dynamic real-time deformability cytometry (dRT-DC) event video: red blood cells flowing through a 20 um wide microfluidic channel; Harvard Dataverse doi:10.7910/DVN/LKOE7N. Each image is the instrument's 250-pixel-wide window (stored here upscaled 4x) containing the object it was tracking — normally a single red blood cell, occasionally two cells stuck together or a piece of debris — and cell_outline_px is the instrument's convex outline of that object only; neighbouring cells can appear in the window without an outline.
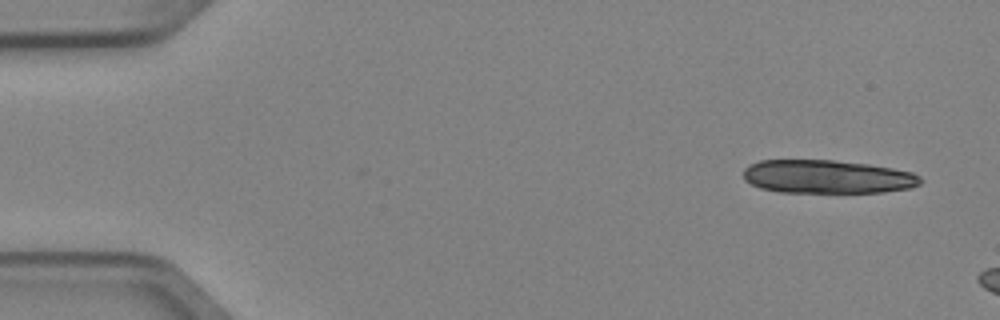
{"species": "Egyptian fruit bat (a non-hibernating species)", "species_latin": "Rousettus aegyptiacus", "temperature_condition": "cold", "stored_images_in_passage": 3, "camera_frame_rate_fps": 3000, "um_per_image_px": 0.085, "animal": {"sex": "female"}, "frame": {"image": 1, "passage_image": 1, "time_ms": 0.0, "image_size_px": [1000, 320], "cell_outline_px": [[924, 180], [920, 184], [912, 188], [884, 192], [780, 192], [760, 188], [744, 180], [744, 168], [748, 164], [760, 160], [832, 160], [868, 164], [892, 168], [912, 172], [920, 176]], "centroid_in_image_um": [70.33, 15.02], "position_along_channel_um": 14.7, "area_um2": 34.68}}